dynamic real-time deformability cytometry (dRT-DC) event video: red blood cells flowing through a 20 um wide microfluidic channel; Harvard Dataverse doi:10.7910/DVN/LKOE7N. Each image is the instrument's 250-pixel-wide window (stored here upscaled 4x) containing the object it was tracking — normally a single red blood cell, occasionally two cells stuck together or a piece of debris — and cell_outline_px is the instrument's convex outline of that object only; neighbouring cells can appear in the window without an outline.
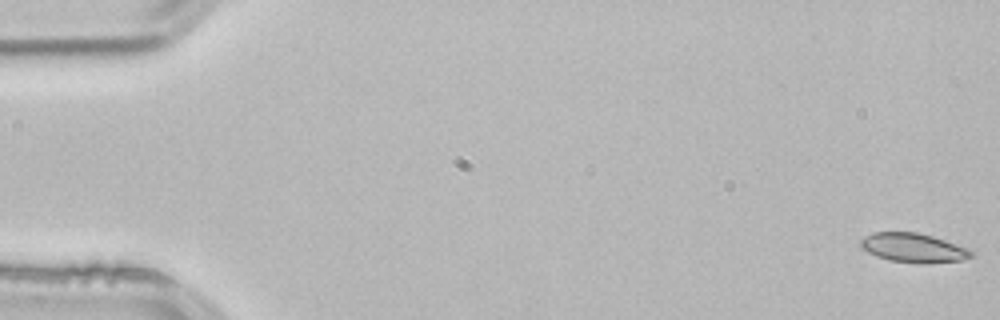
{"species": "common noctule bat (a hibernating species)", "species_latin": "Nyctalus noctula", "temperature_condition": "room temperature", "stored_images_in_passage": 3, "segment_of_instrument_passage": [2, 2], "camera_frame_rate_fps": 3000, "um_per_image_px": 0.085, "animal": {"sex": "male", "body_mass_g": 21.5, "forearm_length_mm": 52.0}, "frame": {"image": 1, "passage_image": 3, "time_ms": 0.667, "image_size_px": [1000, 320], "cell_outline_px": [[976, 256], [964, 260], [888, 260], [876, 256], [860, 248], [860, 240], [864, 236], [872, 232], [916, 232], [932, 236], [968, 248], [976, 252]], "centroid_in_image_um": [77.6, 21.0], "position_along_channel_um": 7.4, "area_um2": 18.03}}